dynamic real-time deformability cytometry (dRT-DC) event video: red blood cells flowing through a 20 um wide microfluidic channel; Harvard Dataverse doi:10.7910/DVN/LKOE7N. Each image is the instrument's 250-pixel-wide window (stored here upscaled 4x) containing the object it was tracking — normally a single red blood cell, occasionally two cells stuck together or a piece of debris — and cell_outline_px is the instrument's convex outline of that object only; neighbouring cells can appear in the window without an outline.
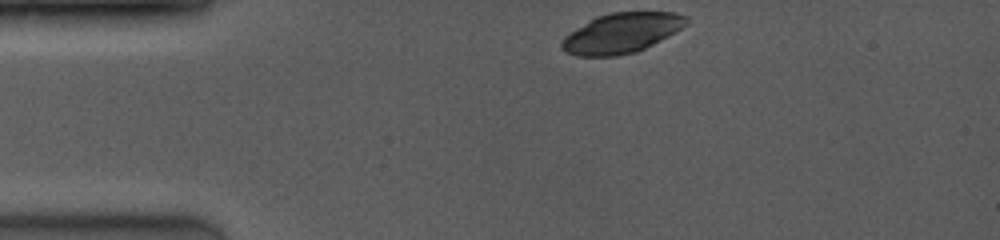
{"species": "common noctule bat (a hibernating species)", "species_latin": "Nyctalus noctula", "temperature_condition": "room temperature", "stored_images_in_passage": 7, "camera_frame_rate_fps": 4000, "um_per_image_px": 0.085, "animal": {"sex": "female", "body_mass_g": 19.0, "forearm_length_mm": 53.3}, "frame": {"image": 1, "passage_image": 1, "time_ms": 0.0, "image_size_px": [1000, 240], "cell_outline_px": [[688, 24], [676, 32], [636, 52], [616, 56], [576, 56], [564, 52], [560, 48], [560, 40], [564, 36], [588, 20], [596, 16], [612, 12], [676, 12], [688, 16]], "centroid_in_image_um": [52.81, 2.81], "position_along_channel_um": 32.2, "area_um2": 29.3}}